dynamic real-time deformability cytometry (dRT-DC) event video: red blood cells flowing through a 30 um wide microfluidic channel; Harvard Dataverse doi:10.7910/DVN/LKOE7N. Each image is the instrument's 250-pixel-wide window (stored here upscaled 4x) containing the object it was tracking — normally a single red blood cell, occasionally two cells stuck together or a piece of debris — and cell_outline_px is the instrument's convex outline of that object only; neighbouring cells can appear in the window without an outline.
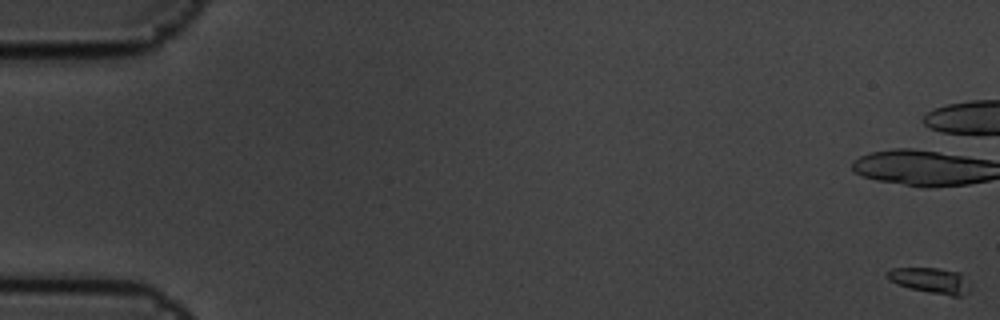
{"species": "common noctule bat (a hibernating species)", "species_latin": "Nyctalus noctula", "temperature_condition": "cold", "stored_images_in_passage": 11, "segment_of_instrument_passage": [1, 2], "camera_frame_rate_fps": 3000, "um_per_image_px": 0.085, "animal": {"sex": "male", "body_mass_g": 19.5, "forearm_length_mm": 54.6}, "frame": {"image": 1, "passage_image": 1, "time_ms": 0.0, "image_size_px": [1000, 320], "cell_outline_px": [[972, 288], [968, 292], [960, 296], [952, 296], [928, 292], [896, 284], [888, 280], [884, 272], [892, 268], [936, 268], [960, 272], [972, 280]], "centroid_in_image_um": [79.17, 23.83], "position_along_channel_um": 5.8, "area_um2": 12.77}}